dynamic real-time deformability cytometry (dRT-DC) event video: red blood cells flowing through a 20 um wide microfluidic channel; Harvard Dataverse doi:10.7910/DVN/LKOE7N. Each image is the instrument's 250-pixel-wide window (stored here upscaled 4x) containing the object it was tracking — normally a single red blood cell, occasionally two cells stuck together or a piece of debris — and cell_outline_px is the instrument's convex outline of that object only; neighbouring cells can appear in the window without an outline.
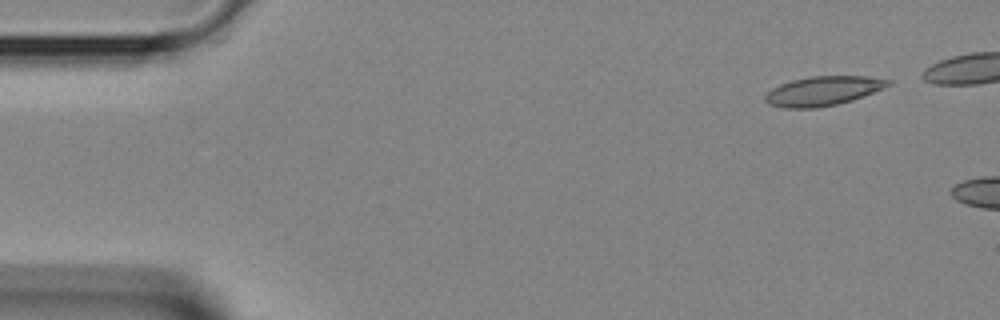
{"species": "Egyptian fruit bat (a non-hibernating species)", "species_latin": "Rousettus aegyptiacus", "temperature_condition": "room temperature", "stored_images_in_passage": 2, "camera_frame_rate_fps": 3000, "um_per_image_px": 0.085, "animal": {"sex": "female"}, "frame": {"image": 1, "passage_image": 1, "time_ms": 0.0, "image_size_px": [1000, 320], "cell_outline_px": [[892, 84], [884, 88], [864, 96], [852, 100], [836, 104], [816, 108], [784, 108], [768, 104], [764, 100], [764, 96], [772, 88], [780, 84], [792, 80], [812, 76], [868, 76], [892, 80]], "centroid_in_image_um": [69.97, 7.73], "position_along_channel_um": 15.0, "area_um2": 21.1}}